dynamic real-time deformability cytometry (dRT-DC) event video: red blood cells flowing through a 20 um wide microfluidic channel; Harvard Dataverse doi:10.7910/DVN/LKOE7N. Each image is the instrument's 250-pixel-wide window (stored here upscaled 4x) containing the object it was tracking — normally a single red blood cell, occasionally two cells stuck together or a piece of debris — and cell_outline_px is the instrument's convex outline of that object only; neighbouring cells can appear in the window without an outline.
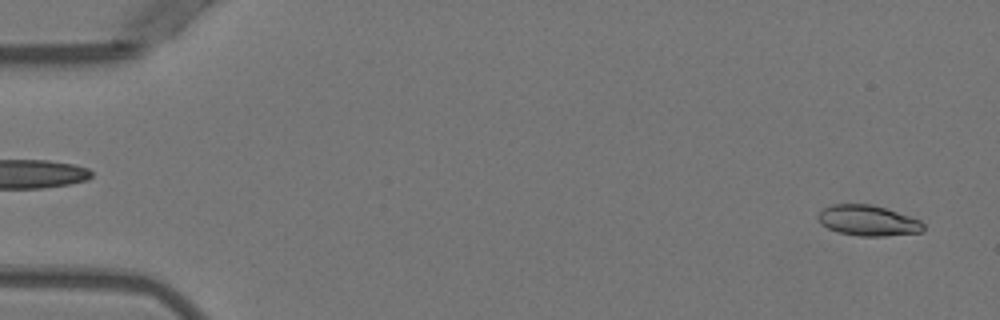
{"species": "Egyptian fruit bat (a non-hibernating species)", "species_latin": "Rousettus aegyptiacus", "temperature_condition": "warm", "stored_images_in_passage": 47, "camera_frame_rate_fps": 3000, "um_per_image_px": 0.085, "animal": {"sex": "female"}, "frame": {"image": 1, "passage_image": 2, "time_ms": 0.333, "image_size_px": [1000, 320], "cell_outline_px": [[924, 228], [920, 232], [884, 236], [860, 236], [836, 232], [820, 224], [816, 216], [824, 208], [832, 204], [872, 204], [920, 220], [924, 224]], "centroid_in_image_um": [73.73, 18.75], "position_along_channel_um": 11.3, "area_um2": 18.67}}
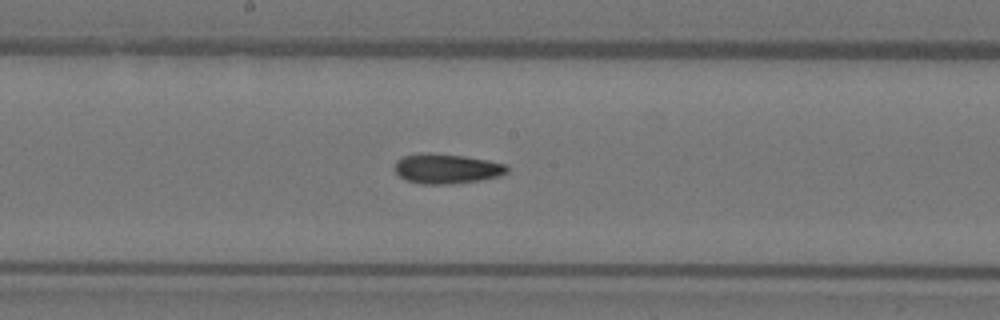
{"frame": {"image": 2, "passage_image": 27, "time_ms": 8.667, "image_size_px": [1000, 320], "cell_outline_px": [[508, 172], [500, 176], [480, 180], [444, 184], [420, 184], [404, 180], [396, 172], [396, 160], [404, 156], [420, 152], [428, 152], [464, 156], [488, 160], [504, 164], [508, 168]], "centroid_in_image_um": [37.94, 14.33], "position_along_channel_um": 210.3, "area_um2": 19.54}}
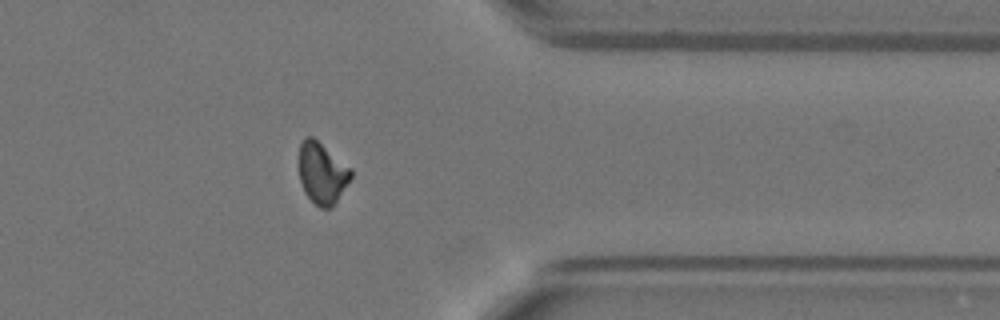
{"frame": {"image": 3, "passage_image": 41, "time_ms": 13.333, "image_size_px": [1000, 320], "cell_outline_px": [[352, 176], [336, 200], [328, 208], [320, 208], [304, 192], [300, 180], [300, 144], [304, 136], [312, 136], [352, 168]], "centroid_in_image_um": [27.37, 14.68], "position_along_channel_um": 384.0, "area_um2": 18.21}, "authors_computed_cell_mechanics": {"area_um2": 19.0162, "velocity_mm_per_s": 3.98, "shape_relaxation_time_tau1_ms": null, "shape_relaxation_time_tau2_ms": 3.8178, "deformation_change_tau1": null, "deformation_change_tau2": 0.1019}}